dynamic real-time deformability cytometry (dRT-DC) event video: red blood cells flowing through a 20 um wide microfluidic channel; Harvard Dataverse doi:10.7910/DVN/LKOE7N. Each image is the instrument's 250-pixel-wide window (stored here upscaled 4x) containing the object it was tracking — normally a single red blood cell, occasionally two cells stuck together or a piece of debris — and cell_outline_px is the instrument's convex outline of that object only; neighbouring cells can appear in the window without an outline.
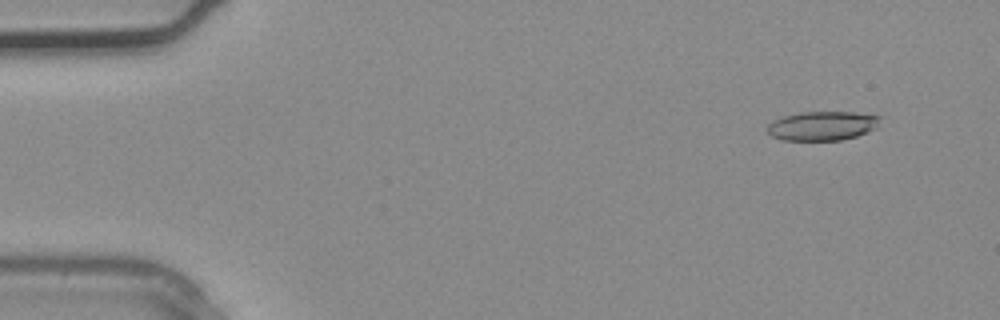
{"species": "common noctule bat (a hibernating species)", "species_latin": "Nyctalus noctula", "temperature_condition": "warm", "stored_images_in_passage": 3, "camera_frame_rate_fps": 3000, "um_per_image_px": 0.085, "animal": {"sex": "male", "body_mass_g": 20.4}, "frame": {"image": 1, "passage_image": 1, "time_ms": 0.0, "image_size_px": [1000, 320], "cell_outline_px": [[880, 116], [876, 128], [868, 132], [856, 136], [840, 140], [784, 140], [772, 136], [768, 132], [768, 124], [772, 120], [784, 116], [800, 112], [856, 112]], "centroid_in_image_um": [69.89, 10.69], "position_along_channel_um": 15.1, "area_um2": 19.07}}
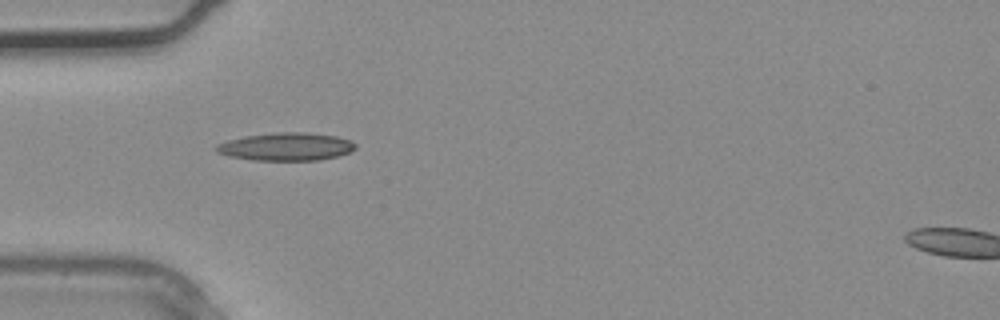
{"frame": {"image": 2, "passage_image": 3, "time_ms": 0.667, "image_size_px": [1000, 320], "cell_outline_px": [[356, 148], [348, 152], [336, 156], [320, 160], [252, 160], [228, 156], [216, 152], [212, 148], [216, 144], [228, 140], [244, 136], [276, 132], [304, 132], [336, 136], [352, 140], [356, 144]], "centroid_in_image_um": [24.28, 12.46], "position_along_channel_um": 60.7, "area_um2": 22.77}}